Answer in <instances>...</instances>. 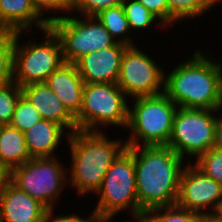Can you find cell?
Returning <instances> with one entry per match:
<instances>
[{
    "label": "cell",
    "instance_id": "6da1fadb",
    "mask_svg": "<svg viewBox=\"0 0 222 222\" xmlns=\"http://www.w3.org/2000/svg\"><path fill=\"white\" fill-rule=\"evenodd\" d=\"M126 149L134 158L139 209L145 212L175 205L185 160L168 146Z\"/></svg>",
    "mask_w": 222,
    "mask_h": 222
},
{
    "label": "cell",
    "instance_id": "7a4b0ae2",
    "mask_svg": "<svg viewBox=\"0 0 222 222\" xmlns=\"http://www.w3.org/2000/svg\"><path fill=\"white\" fill-rule=\"evenodd\" d=\"M211 57L194 51L193 58L164 73V94L178 107L222 110V73Z\"/></svg>",
    "mask_w": 222,
    "mask_h": 222
},
{
    "label": "cell",
    "instance_id": "3957f363",
    "mask_svg": "<svg viewBox=\"0 0 222 222\" xmlns=\"http://www.w3.org/2000/svg\"><path fill=\"white\" fill-rule=\"evenodd\" d=\"M65 135L72 158L69 186L75 188L79 196L96 194L111 164L127 148L126 141L108 139L103 131L76 130Z\"/></svg>",
    "mask_w": 222,
    "mask_h": 222
},
{
    "label": "cell",
    "instance_id": "277c9868",
    "mask_svg": "<svg viewBox=\"0 0 222 222\" xmlns=\"http://www.w3.org/2000/svg\"><path fill=\"white\" fill-rule=\"evenodd\" d=\"M132 101L134 106H129L126 128L130 133L127 147L167 146L178 106L164 93Z\"/></svg>",
    "mask_w": 222,
    "mask_h": 222
},
{
    "label": "cell",
    "instance_id": "5b68a950",
    "mask_svg": "<svg viewBox=\"0 0 222 222\" xmlns=\"http://www.w3.org/2000/svg\"><path fill=\"white\" fill-rule=\"evenodd\" d=\"M221 110L178 107L172 134L167 144L184 160L186 156L198 158L220 143ZM219 117V118H218Z\"/></svg>",
    "mask_w": 222,
    "mask_h": 222
},
{
    "label": "cell",
    "instance_id": "8992f818",
    "mask_svg": "<svg viewBox=\"0 0 222 222\" xmlns=\"http://www.w3.org/2000/svg\"><path fill=\"white\" fill-rule=\"evenodd\" d=\"M126 98L117 83H85L81 109L75 117L77 130L102 132L110 125L125 130L129 111Z\"/></svg>",
    "mask_w": 222,
    "mask_h": 222
},
{
    "label": "cell",
    "instance_id": "52a82bcc",
    "mask_svg": "<svg viewBox=\"0 0 222 222\" xmlns=\"http://www.w3.org/2000/svg\"><path fill=\"white\" fill-rule=\"evenodd\" d=\"M42 31L46 36L44 42L39 43L31 39L25 44H19L23 32L15 33L13 82L20 87L45 83L49 75L65 62L58 36L50 27Z\"/></svg>",
    "mask_w": 222,
    "mask_h": 222
},
{
    "label": "cell",
    "instance_id": "ba28073f",
    "mask_svg": "<svg viewBox=\"0 0 222 222\" xmlns=\"http://www.w3.org/2000/svg\"><path fill=\"white\" fill-rule=\"evenodd\" d=\"M69 14L48 16L49 27L61 42L65 62L75 63L86 54L116 43L96 16H83L81 19L77 15L74 17V13Z\"/></svg>",
    "mask_w": 222,
    "mask_h": 222
},
{
    "label": "cell",
    "instance_id": "9c48e42d",
    "mask_svg": "<svg viewBox=\"0 0 222 222\" xmlns=\"http://www.w3.org/2000/svg\"><path fill=\"white\" fill-rule=\"evenodd\" d=\"M99 202L94 211L98 216L115 217L130 210L131 217L142 216L139 209L133 155L125 149L108 169L96 192Z\"/></svg>",
    "mask_w": 222,
    "mask_h": 222
},
{
    "label": "cell",
    "instance_id": "30bf717a",
    "mask_svg": "<svg viewBox=\"0 0 222 222\" xmlns=\"http://www.w3.org/2000/svg\"><path fill=\"white\" fill-rule=\"evenodd\" d=\"M59 157L31 158L11 170V183L54 210V204L68 183V171ZM67 170V171H66Z\"/></svg>",
    "mask_w": 222,
    "mask_h": 222
},
{
    "label": "cell",
    "instance_id": "8fae6325",
    "mask_svg": "<svg viewBox=\"0 0 222 222\" xmlns=\"http://www.w3.org/2000/svg\"><path fill=\"white\" fill-rule=\"evenodd\" d=\"M148 54L128 46L121 58L117 85L127 98L155 96L164 93V70Z\"/></svg>",
    "mask_w": 222,
    "mask_h": 222
},
{
    "label": "cell",
    "instance_id": "7c38bea8",
    "mask_svg": "<svg viewBox=\"0 0 222 222\" xmlns=\"http://www.w3.org/2000/svg\"><path fill=\"white\" fill-rule=\"evenodd\" d=\"M191 162L188 160L181 174L176 205L202 217L216 216L222 204V185Z\"/></svg>",
    "mask_w": 222,
    "mask_h": 222
},
{
    "label": "cell",
    "instance_id": "4fadbf2b",
    "mask_svg": "<svg viewBox=\"0 0 222 222\" xmlns=\"http://www.w3.org/2000/svg\"><path fill=\"white\" fill-rule=\"evenodd\" d=\"M128 46L116 42L113 46L93 51L75 62L84 83H117L121 58Z\"/></svg>",
    "mask_w": 222,
    "mask_h": 222
},
{
    "label": "cell",
    "instance_id": "5bb4252c",
    "mask_svg": "<svg viewBox=\"0 0 222 222\" xmlns=\"http://www.w3.org/2000/svg\"><path fill=\"white\" fill-rule=\"evenodd\" d=\"M21 90L42 119L61 125L69 135L77 130L75 117L46 83L29 84L21 87Z\"/></svg>",
    "mask_w": 222,
    "mask_h": 222
},
{
    "label": "cell",
    "instance_id": "9a60e30c",
    "mask_svg": "<svg viewBox=\"0 0 222 222\" xmlns=\"http://www.w3.org/2000/svg\"><path fill=\"white\" fill-rule=\"evenodd\" d=\"M47 208L10 183L0 195L1 222H43Z\"/></svg>",
    "mask_w": 222,
    "mask_h": 222
},
{
    "label": "cell",
    "instance_id": "2e32d148",
    "mask_svg": "<svg viewBox=\"0 0 222 222\" xmlns=\"http://www.w3.org/2000/svg\"><path fill=\"white\" fill-rule=\"evenodd\" d=\"M49 22L48 17L44 18L31 0H0V30L2 32L25 33L33 27L42 32L43 29L49 27Z\"/></svg>",
    "mask_w": 222,
    "mask_h": 222
},
{
    "label": "cell",
    "instance_id": "e0dca14e",
    "mask_svg": "<svg viewBox=\"0 0 222 222\" xmlns=\"http://www.w3.org/2000/svg\"><path fill=\"white\" fill-rule=\"evenodd\" d=\"M45 83L60 98L66 109L76 117L81 109L85 83L75 63L64 62L49 75Z\"/></svg>",
    "mask_w": 222,
    "mask_h": 222
},
{
    "label": "cell",
    "instance_id": "ac0fdd59",
    "mask_svg": "<svg viewBox=\"0 0 222 222\" xmlns=\"http://www.w3.org/2000/svg\"><path fill=\"white\" fill-rule=\"evenodd\" d=\"M65 129L52 121L41 119L24 132L26 146L31 158L54 157Z\"/></svg>",
    "mask_w": 222,
    "mask_h": 222
},
{
    "label": "cell",
    "instance_id": "d6986e66",
    "mask_svg": "<svg viewBox=\"0 0 222 222\" xmlns=\"http://www.w3.org/2000/svg\"><path fill=\"white\" fill-rule=\"evenodd\" d=\"M31 159L24 133L11 125L0 126V163L10 170L23 165Z\"/></svg>",
    "mask_w": 222,
    "mask_h": 222
},
{
    "label": "cell",
    "instance_id": "ffe728a7",
    "mask_svg": "<svg viewBox=\"0 0 222 222\" xmlns=\"http://www.w3.org/2000/svg\"><path fill=\"white\" fill-rule=\"evenodd\" d=\"M96 17L116 42L125 44L127 46L136 45L132 39L134 37L129 36L131 28L125 16L122 5L105 9Z\"/></svg>",
    "mask_w": 222,
    "mask_h": 222
},
{
    "label": "cell",
    "instance_id": "44dd1931",
    "mask_svg": "<svg viewBox=\"0 0 222 222\" xmlns=\"http://www.w3.org/2000/svg\"><path fill=\"white\" fill-rule=\"evenodd\" d=\"M168 25L195 19L212 8L210 0H167ZM174 23V24H173Z\"/></svg>",
    "mask_w": 222,
    "mask_h": 222
},
{
    "label": "cell",
    "instance_id": "7402d4cb",
    "mask_svg": "<svg viewBox=\"0 0 222 222\" xmlns=\"http://www.w3.org/2000/svg\"><path fill=\"white\" fill-rule=\"evenodd\" d=\"M202 216L179 206L153 208L143 212V222H199Z\"/></svg>",
    "mask_w": 222,
    "mask_h": 222
},
{
    "label": "cell",
    "instance_id": "603a6c76",
    "mask_svg": "<svg viewBox=\"0 0 222 222\" xmlns=\"http://www.w3.org/2000/svg\"><path fill=\"white\" fill-rule=\"evenodd\" d=\"M122 7L125 16L130 24L131 30L149 29L153 24L162 26L160 20L150 12L143 4L136 0H124Z\"/></svg>",
    "mask_w": 222,
    "mask_h": 222
},
{
    "label": "cell",
    "instance_id": "cb8c5ba5",
    "mask_svg": "<svg viewBox=\"0 0 222 222\" xmlns=\"http://www.w3.org/2000/svg\"><path fill=\"white\" fill-rule=\"evenodd\" d=\"M15 32L0 33V86L13 81Z\"/></svg>",
    "mask_w": 222,
    "mask_h": 222
},
{
    "label": "cell",
    "instance_id": "d4e9b609",
    "mask_svg": "<svg viewBox=\"0 0 222 222\" xmlns=\"http://www.w3.org/2000/svg\"><path fill=\"white\" fill-rule=\"evenodd\" d=\"M41 119L42 117L40 116L39 112L22 94L17 101L15 111L9 125L24 133Z\"/></svg>",
    "mask_w": 222,
    "mask_h": 222
},
{
    "label": "cell",
    "instance_id": "484cf974",
    "mask_svg": "<svg viewBox=\"0 0 222 222\" xmlns=\"http://www.w3.org/2000/svg\"><path fill=\"white\" fill-rule=\"evenodd\" d=\"M195 165L208 177L222 185V146L219 144L201 154Z\"/></svg>",
    "mask_w": 222,
    "mask_h": 222
},
{
    "label": "cell",
    "instance_id": "4316f807",
    "mask_svg": "<svg viewBox=\"0 0 222 222\" xmlns=\"http://www.w3.org/2000/svg\"><path fill=\"white\" fill-rule=\"evenodd\" d=\"M21 95V87L16 82L12 81L0 86V126L10 123L17 101Z\"/></svg>",
    "mask_w": 222,
    "mask_h": 222
},
{
    "label": "cell",
    "instance_id": "83f0119b",
    "mask_svg": "<svg viewBox=\"0 0 222 222\" xmlns=\"http://www.w3.org/2000/svg\"><path fill=\"white\" fill-rule=\"evenodd\" d=\"M124 0H79L78 6L73 11L77 16H97L101 11L120 6Z\"/></svg>",
    "mask_w": 222,
    "mask_h": 222
},
{
    "label": "cell",
    "instance_id": "f1b7e54d",
    "mask_svg": "<svg viewBox=\"0 0 222 222\" xmlns=\"http://www.w3.org/2000/svg\"><path fill=\"white\" fill-rule=\"evenodd\" d=\"M152 12L165 26H168V4L167 0H136Z\"/></svg>",
    "mask_w": 222,
    "mask_h": 222
},
{
    "label": "cell",
    "instance_id": "f546056e",
    "mask_svg": "<svg viewBox=\"0 0 222 222\" xmlns=\"http://www.w3.org/2000/svg\"><path fill=\"white\" fill-rule=\"evenodd\" d=\"M53 211L55 210L53 209L47 210L43 222H95L98 217V215L94 210L92 211V214L88 215L87 218L74 214V212L73 214L70 213L69 215L67 214L66 216L61 214L54 216ZM52 215L54 216V218Z\"/></svg>",
    "mask_w": 222,
    "mask_h": 222
},
{
    "label": "cell",
    "instance_id": "4dcf8cb0",
    "mask_svg": "<svg viewBox=\"0 0 222 222\" xmlns=\"http://www.w3.org/2000/svg\"><path fill=\"white\" fill-rule=\"evenodd\" d=\"M35 8L44 16V13H57V0H31ZM52 11V12H51Z\"/></svg>",
    "mask_w": 222,
    "mask_h": 222
},
{
    "label": "cell",
    "instance_id": "1f68e13d",
    "mask_svg": "<svg viewBox=\"0 0 222 222\" xmlns=\"http://www.w3.org/2000/svg\"><path fill=\"white\" fill-rule=\"evenodd\" d=\"M11 183V170L0 163V195L6 189V187Z\"/></svg>",
    "mask_w": 222,
    "mask_h": 222
},
{
    "label": "cell",
    "instance_id": "d6a6232c",
    "mask_svg": "<svg viewBox=\"0 0 222 222\" xmlns=\"http://www.w3.org/2000/svg\"><path fill=\"white\" fill-rule=\"evenodd\" d=\"M79 0H57V15L63 11L65 14H68L71 11H74L78 6ZM60 11V12H59Z\"/></svg>",
    "mask_w": 222,
    "mask_h": 222
},
{
    "label": "cell",
    "instance_id": "836d02e7",
    "mask_svg": "<svg viewBox=\"0 0 222 222\" xmlns=\"http://www.w3.org/2000/svg\"><path fill=\"white\" fill-rule=\"evenodd\" d=\"M135 222H143L142 216H134ZM113 217L110 216H98L95 222H112ZM127 222H131L128 220Z\"/></svg>",
    "mask_w": 222,
    "mask_h": 222
},
{
    "label": "cell",
    "instance_id": "e575fe53",
    "mask_svg": "<svg viewBox=\"0 0 222 222\" xmlns=\"http://www.w3.org/2000/svg\"><path fill=\"white\" fill-rule=\"evenodd\" d=\"M199 222H222L216 216H204Z\"/></svg>",
    "mask_w": 222,
    "mask_h": 222
},
{
    "label": "cell",
    "instance_id": "d590c367",
    "mask_svg": "<svg viewBox=\"0 0 222 222\" xmlns=\"http://www.w3.org/2000/svg\"><path fill=\"white\" fill-rule=\"evenodd\" d=\"M216 217H217L220 221H222V204H221V207H220L218 213L216 214Z\"/></svg>",
    "mask_w": 222,
    "mask_h": 222
},
{
    "label": "cell",
    "instance_id": "8d00e7d4",
    "mask_svg": "<svg viewBox=\"0 0 222 222\" xmlns=\"http://www.w3.org/2000/svg\"><path fill=\"white\" fill-rule=\"evenodd\" d=\"M219 144L222 146V117H221V124H220V143Z\"/></svg>",
    "mask_w": 222,
    "mask_h": 222
},
{
    "label": "cell",
    "instance_id": "74e56055",
    "mask_svg": "<svg viewBox=\"0 0 222 222\" xmlns=\"http://www.w3.org/2000/svg\"><path fill=\"white\" fill-rule=\"evenodd\" d=\"M221 0H210L212 7L216 6V4L218 5V2H220Z\"/></svg>",
    "mask_w": 222,
    "mask_h": 222
},
{
    "label": "cell",
    "instance_id": "f35d334b",
    "mask_svg": "<svg viewBox=\"0 0 222 222\" xmlns=\"http://www.w3.org/2000/svg\"><path fill=\"white\" fill-rule=\"evenodd\" d=\"M222 62L219 60V66H220V69H221V73H222ZM221 83H222V75H221Z\"/></svg>",
    "mask_w": 222,
    "mask_h": 222
}]
</instances>
